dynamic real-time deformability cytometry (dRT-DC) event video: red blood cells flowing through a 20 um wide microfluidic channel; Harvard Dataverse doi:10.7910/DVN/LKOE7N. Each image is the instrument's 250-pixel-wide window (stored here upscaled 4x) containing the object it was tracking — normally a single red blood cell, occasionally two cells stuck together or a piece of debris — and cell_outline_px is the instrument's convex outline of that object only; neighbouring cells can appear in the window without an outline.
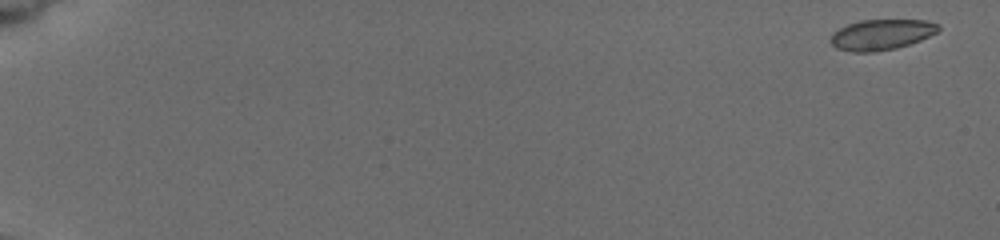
{"species": "common noctule bat (a hibernating species)", "species_latin": "Nyctalus noctula", "temperature_condition": "cold", "stored_images_in_passage": 10, "camera_frame_rate_fps": 3000, "um_per_image_px": 0.085, "animal": {"sex": "female", "body_mass_g": 19.5, "forearm_length_mm": 54.1}, "frame": {"image": 1, "passage_image": 1, "time_ms": 0.0, "image_size_px": [1000, 240], "cell_outline_px": [[940, 28], [936, 32], [920, 40], [896, 48], [876, 52], [852, 52], [836, 48], [828, 40], [832, 32], [848, 24], [860, 20], [928, 20], [940, 24]], "centroid_in_image_um": [74.89, 2.94], "position_along_channel_um": 10.1, "area_um2": 19.31}}
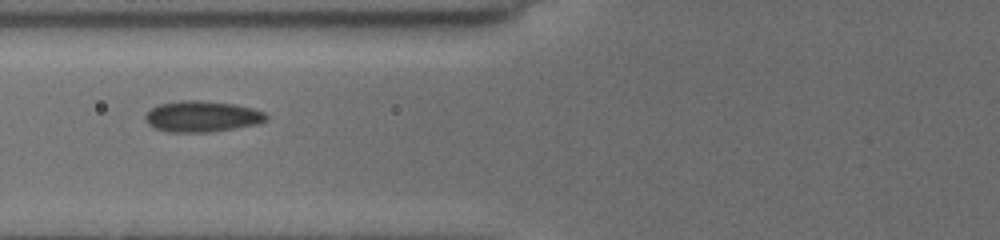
{"frame": {"image": 2, "passage_image": 9, "time_ms": 7.667, "image_size_px": [1000, 240], "cell_outline_px": [[268, 116], [264, 120], [256, 124], [208, 132], [172, 132], [156, 128], [148, 124], [144, 116], [152, 108], [160, 104], [180, 100], [200, 100], [236, 104], [252, 108], [264, 112]], "centroid_in_image_um": [17.16, 9.88], "position_along_channel_um": 108.6, "area_um2": 21.56}}
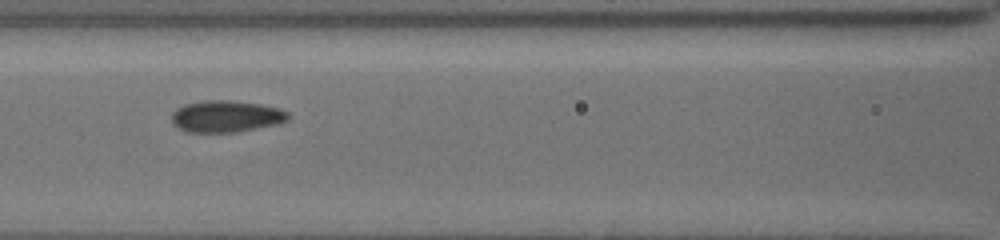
{"frame": {"image": 3, "passage_image": 10, "time_ms": 8.667, "image_size_px": [1000, 240], "cell_outline_px": [[288, 116], [284, 120], [276, 124], [232, 132], [188, 132], [180, 128], [172, 120], [172, 112], [176, 108], [184, 104], [204, 100], [232, 100], [260, 104], [280, 108], [288, 112]], "centroid_in_image_um": [19.18, 9.87], "position_along_channel_um": 147.4, "area_um2": 21.21}}